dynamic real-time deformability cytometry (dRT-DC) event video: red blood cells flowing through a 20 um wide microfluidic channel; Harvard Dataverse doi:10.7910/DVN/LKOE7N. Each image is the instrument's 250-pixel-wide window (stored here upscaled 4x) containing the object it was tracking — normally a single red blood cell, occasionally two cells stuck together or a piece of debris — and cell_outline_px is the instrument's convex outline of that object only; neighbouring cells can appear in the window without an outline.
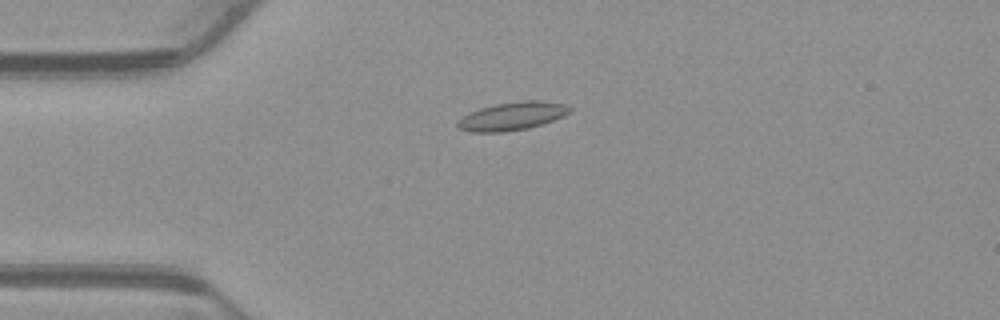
{"species": "common noctule bat (a hibernating species)", "species_latin": "Nyctalus noctula", "temperature_condition": "warm", "stored_images_in_passage": 53, "camera_frame_rate_fps": 3000, "um_per_image_px": 0.085, "animal": {"sex": "male", "body_mass_g": 23.1, "forearm_length_mm": 52.7}, "frame": {"image": 1, "passage_image": 13, "time_ms": 4.0, "image_size_px": [1000, 320], "cell_outline_px": [[572, 112], [564, 116], [528, 128], [504, 132], [472, 132], [460, 128], [456, 124], [464, 116], [480, 108], [496, 104], [520, 100], [540, 100], [564, 104], [572, 108]], "centroid_in_image_um": [43.59, 9.86], "position_along_channel_um": 41.4, "area_um2": 18.21}}
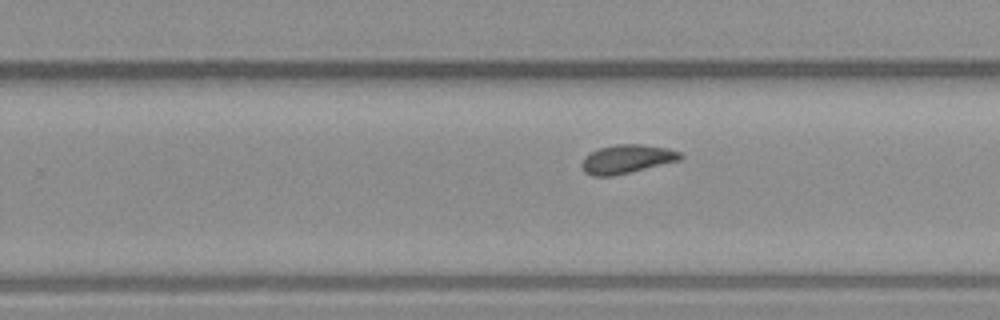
{"frame": {"image": 2, "passage_image": 33, "time_ms": 10.667, "image_size_px": [1000, 320], "cell_outline_px": [[684, 156], [680, 160], [616, 176], [592, 176], [584, 172], [580, 164], [584, 156], [600, 148], [616, 144], [640, 144], [668, 148], [680, 152]], "centroid_in_image_um": [53.27, 13.53], "position_along_channel_um": 276.5, "area_um2": 16.65}}
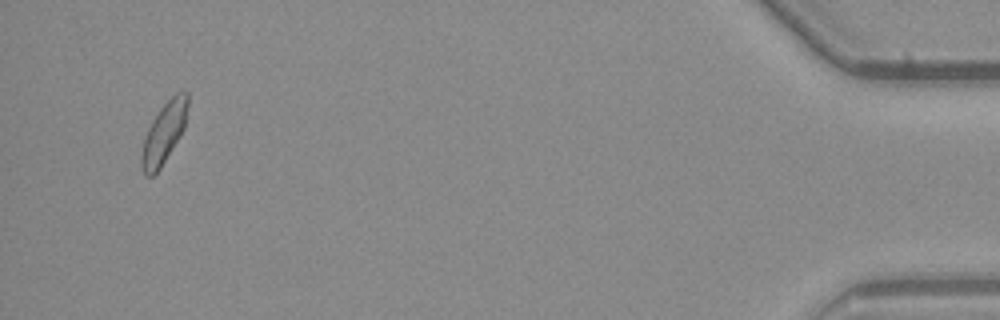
{"frame": {"image": 3, "passage_image": 51, "time_ms": 16.667, "image_size_px": [1000, 320], "cell_outline_px": [[188, 108], [184, 128], [180, 136], [160, 168], [152, 176], [144, 176], [140, 168], [140, 156], [144, 140], [148, 128], [152, 120], [160, 108], [176, 92], [188, 92]], "centroid_in_image_um": [13.92, 11.32], "position_along_channel_um": 421.3, "area_um2": 16.42}, "authors_computed_cell_mechanics": {"area_um2": 16.4152, "velocity_mm_per_s": 3.8671, "shape_relaxation_time_tau1_ms": null, "shape_relaxation_time_tau2_ms": 5.4799, "deformation_change_tau1": null, "deformation_change_tau2": 0.1112}}